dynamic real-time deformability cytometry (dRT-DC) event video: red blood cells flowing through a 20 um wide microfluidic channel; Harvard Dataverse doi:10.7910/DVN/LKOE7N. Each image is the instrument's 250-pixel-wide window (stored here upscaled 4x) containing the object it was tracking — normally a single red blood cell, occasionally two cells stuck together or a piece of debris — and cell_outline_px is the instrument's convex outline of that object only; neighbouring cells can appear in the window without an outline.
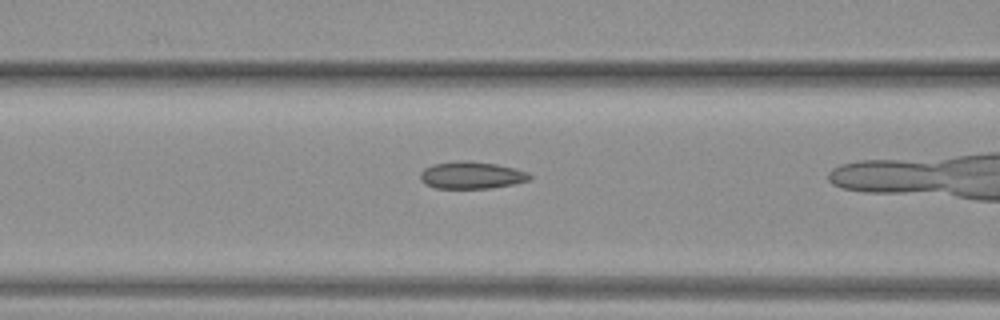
{"species": "common noctule bat (a hibernating species)", "species_latin": "Nyctalus noctula", "temperature_condition": "warm", "stored_images_in_passage": 34, "camera_frame_rate_fps": 3000, "um_per_image_px": 0.085, "animal": {"sex": "female", "body_mass_g": 19.3, "forearm_length_mm": 54.1}, "frame": {"image": 1, "passage_image": 16, "time_ms": 5.0, "image_size_px": [1000, 320], "cell_outline_px": [[532, 176], [528, 180], [512, 184], [492, 188], [436, 188], [424, 184], [420, 180], [420, 172], [424, 168], [432, 164], [460, 160], [468, 160], [496, 164], [528, 172]], "centroid_in_image_um": [40.02, 14.89], "position_along_channel_um": 126.6, "area_um2": 17.34}}
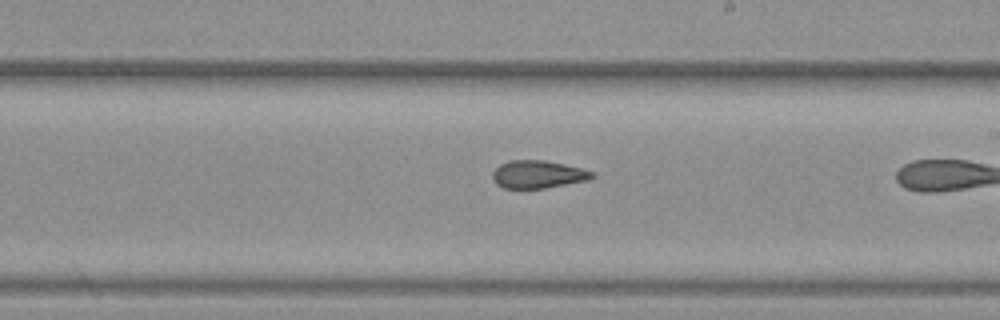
{"frame": {"image": 2, "passage_image": 24, "time_ms": 7.667, "image_size_px": [1000, 320], "cell_outline_px": [[596, 176], [588, 180], [544, 188], [504, 188], [496, 184], [492, 180], [492, 172], [500, 164], [508, 160], [544, 160], [564, 164], [580, 168], [592, 172]], "centroid_in_image_um": [45.69, 14.82], "position_along_channel_um": 243.3, "area_um2": 16.07}}
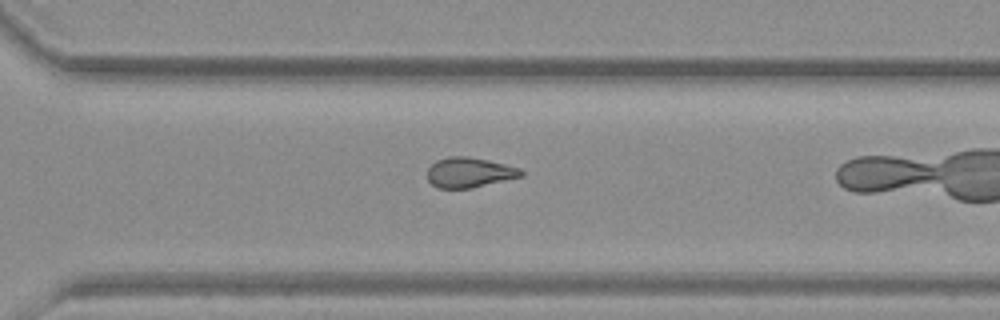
{"frame": {"image": 3, "passage_image": 30, "time_ms": 9.667, "image_size_px": [1000, 320], "cell_outline_px": [[524, 176], [472, 188], [436, 188], [428, 180], [428, 168], [436, 160], [448, 156], [464, 156], [488, 160], [504, 164], [516, 168], [524, 172]], "centroid_in_image_um": [39.87, 14.66], "position_along_channel_um": 330.7, "area_um2": 16.36}}